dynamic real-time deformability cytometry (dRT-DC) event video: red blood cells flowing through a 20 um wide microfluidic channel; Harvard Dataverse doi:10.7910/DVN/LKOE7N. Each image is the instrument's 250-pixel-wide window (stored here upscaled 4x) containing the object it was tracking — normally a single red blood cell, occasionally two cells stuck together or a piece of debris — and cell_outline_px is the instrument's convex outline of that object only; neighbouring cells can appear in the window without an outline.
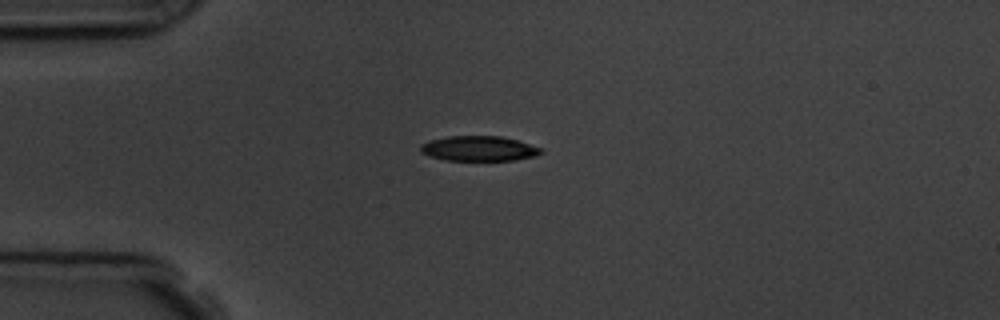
{"species": "common noctule bat (a hibernating species)", "species_latin": "Nyctalus noctula", "temperature_condition": "room temperature", "stored_images_in_passage": 3, "camera_frame_rate_fps": 3000, "um_per_image_px": 0.085, "animal": {"sex": "male", "body_mass_g": 19.5, "forearm_length_mm": 54.6}, "frame": {"image": 1, "passage_image": 1, "time_ms": 0.0, "image_size_px": [1000, 320], "cell_outline_px": [[544, 152], [536, 156], [516, 160], [444, 160], [420, 152], [420, 144], [432, 140], [448, 136], [500, 136], [516, 140], [540, 148]], "centroid_in_image_um": [40.71, 12.63], "position_along_channel_um": 44.3, "area_um2": 17.4}}